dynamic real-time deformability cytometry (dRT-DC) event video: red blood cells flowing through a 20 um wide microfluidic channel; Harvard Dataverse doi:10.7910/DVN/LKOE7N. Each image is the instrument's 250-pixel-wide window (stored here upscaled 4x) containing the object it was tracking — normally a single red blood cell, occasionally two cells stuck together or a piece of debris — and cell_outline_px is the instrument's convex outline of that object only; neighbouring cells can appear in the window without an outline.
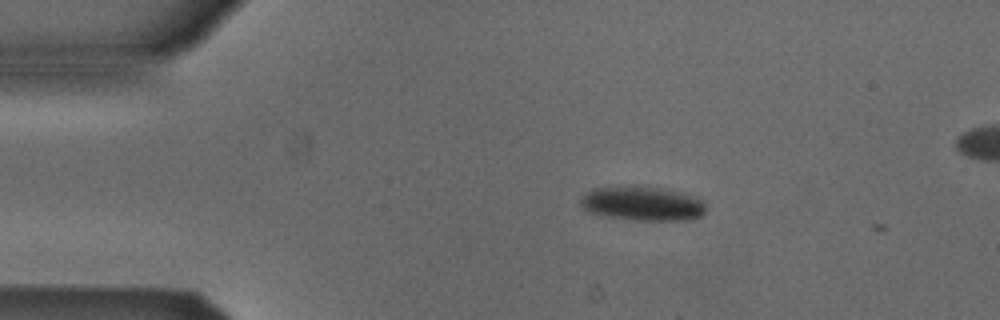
{"species": "Egyptian fruit bat (a non-hibernating species)", "species_latin": "Rousettus aegyptiacus", "temperature_condition": "cold", "stored_images_in_passage": 2, "camera_frame_rate_fps": 3000, "um_per_image_px": 0.085, "animal": {"sex": "male"}, "frame": {"image": 1, "passage_image": 1, "time_ms": 0.0, "image_size_px": [1000, 320], "cell_outline_px": [[704, 212], [700, 216], [692, 220], [636, 220], [604, 216], [588, 212], [580, 204], [580, 200], [592, 188], [660, 188], [676, 192], [704, 200]], "centroid_in_image_um": [54.61, 17.35], "position_along_channel_um": 30.4, "area_um2": 24.16}}